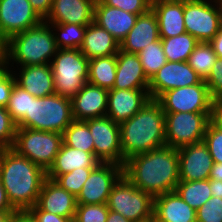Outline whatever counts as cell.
I'll return each instance as SVG.
<instances>
[{"mask_svg": "<svg viewBox=\"0 0 222 222\" xmlns=\"http://www.w3.org/2000/svg\"><path fill=\"white\" fill-rule=\"evenodd\" d=\"M123 175L153 197L174 191L180 182L178 150L163 146L133 156L125 161Z\"/></svg>", "mask_w": 222, "mask_h": 222, "instance_id": "cell-1", "label": "cell"}, {"mask_svg": "<svg viewBox=\"0 0 222 222\" xmlns=\"http://www.w3.org/2000/svg\"><path fill=\"white\" fill-rule=\"evenodd\" d=\"M46 171L12 148L0 153V180L11 206L28 211L37 203Z\"/></svg>", "mask_w": 222, "mask_h": 222, "instance_id": "cell-2", "label": "cell"}, {"mask_svg": "<svg viewBox=\"0 0 222 222\" xmlns=\"http://www.w3.org/2000/svg\"><path fill=\"white\" fill-rule=\"evenodd\" d=\"M123 166L127 159L166 146L165 112L150 99L135 115L119 124Z\"/></svg>", "mask_w": 222, "mask_h": 222, "instance_id": "cell-3", "label": "cell"}, {"mask_svg": "<svg viewBox=\"0 0 222 222\" xmlns=\"http://www.w3.org/2000/svg\"><path fill=\"white\" fill-rule=\"evenodd\" d=\"M57 50L51 26L43 21L38 26L12 35L7 40L4 62L9 68L15 64L16 67L50 64Z\"/></svg>", "mask_w": 222, "mask_h": 222, "instance_id": "cell-4", "label": "cell"}, {"mask_svg": "<svg viewBox=\"0 0 222 222\" xmlns=\"http://www.w3.org/2000/svg\"><path fill=\"white\" fill-rule=\"evenodd\" d=\"M73 120L71 98L54 93L31 97L30 115H25L17 127L63 134Z\"/></svg>", "mask_w": 222, "mask_h": 222, "instance_id": "cell-5", "label": "cell"}, {"mask_svg": "<svg viewBox=\"0 0 222 222\" xmlns=\"http://www.w3.org/2000/svg\"><path fill=\"white\" fill-rule=\"evenodd\" d=\"M50 66L58 95L72 98L88 82L89 60L80 49H58Z\"/></svg>", "mask_w": 222, "mask_h": 222, "instance_id": "cell-6", "label": "cell"}, {"mask_svg": "<svg viewBox=\"0 0 222 222\" xmlns=\"http://www.w3.org/2000/svg\"><path fill=\"white\" fill-rule=\"evenodd\" d=\"M63 143V134L17 127L12 149L47 171Z\"/></svg>", "mask_w": 222, "mask_h": 222, "instance_id": "cell-7", "label": "cell"}, {"mask_svg": "<svg viewBox=\"0 0 222 222\" xmlns=\"http://www.w3.org/2000/svg\"><path fill=\"white\" fill-rule=\"evenodd\" d=\"M107 206L126 219L140 222L153 217L154 197L138 189L123 175L113 186Z\"/></svg>", "mask_w": 222, "mask_h": 222, "instance_id": "cell-8", "label": "cell"}, {"mask_svg": "<svg viewBox=\"0 0 222 222\" xmlns=\"http://www.w3.org/2000/svg\"><path fill=\"white\" fill-rule=\"evenodd\" d=\"M211 112L165 113L166 146L179 149L203 141Z\"/></svg>", "mask_w": 222, "mask_h": 222, "instance_id": "cell-9", "label": "cell"}, {"mask_svg": "<svg viewBox=\"0 0 222 222\" xmlns=\"http://www.w3.org/2000/svg\"><path fill=\"white\" fill-rule=\"evenodd\" d=\"M183 15L186 33L199 42H210L221 28L219 0H184Z\"/></svg>", "mask_w": 222, "mask_h": 222, "instance_id": "cell-10", "label": "cell"}, {"mask_svg": "<svg viewBox=\"0 0 222 222\" xmlns=\"http://www.w3.org/2000/svg\"><path fill=\"white\" fill-rule=\"evenodd\" d=\"M157 101L165 113L211 112L213 104L204 80L199 84L168 90Z\"/></svg>", "mask_w": 222, "mask_h": 222, "instance_id": "cell-11", "label": "cell"}, {"mask_svg": "<svg viewBox=\"0 0 222 222\" xmlns=\"http://www.w3.org/2000/svg\"><path fill=\"white\" fill-rule=\"evenodd\" d=\"M91 132L95 147V157L101 163H115L123 166V153L119 124L108 116L84 121Z\"/></svg>", "mask_w": 222, "mask_h": 222, "instance_id": "cell-12", "label": "cell"}, {"mask_svg": "<svg viewBox=\"0 0 222 222\" xmlns=\"http://www.w3.org/2000/svg\"><path fill=\"white\" fill-rule=\"evenodd\" d=\"M123 176V166L99 163L90 173L76 198L77 204H107L110 192Z\"/></svg>", "mask_w": 222, "mask_h": 222, "instance_id": "cell-13", "label": "cell"}, {"mask_svg": "<svg viewBox=\"0 0 222 222\" xmlns=\"http://www.w3.org/2000/svg\"><path fill=\"white\" fill-rule=\"evenodd\" d=\"M202 80L187 61H167L149 80L148 92L151 99L157 100L168 90L199 84Z\"/></svg>", "mask_w": 222, "mask_h": 222, "instance_id": "cell-14", "label": "cell"}, {"mask_svg": "<svg viewBox=\"0 0 222 222\" xmlns=\"http://www.w3.org/2000/svg\"><path fill=\"white\" fill-rule=\"evenodd\" d=\"M43 21L29 0H0V32L7 40Z\"/></svg>", "mask_w": 222, "mask_h": 222, "instance_id": "cell-15", "label": "cell"}, {"mask_svg": "<svg viewBox=\"0 0 222 222\" xmlns=\"http://www.w3.org/2000/svg\"><path fill=\"white\" fill-rule=\"evenodd\" d=\"M177 150L180 181L209 179L213 159L204 141L193 143Z\"/></svg>", "mask_w": 222, "mask_h": 222, "instance_id": "cell-16", "label": "cell"}, {"mask_svg": "<svg viewBox=\"0 0 222 222\" xmlns=\"http://www.w3.org/2000/svg\"><path fill=\"white\" fill-rule=\"evenodd\" d=\"M150 99L148 89H110L106 116L121 124L135 115Z\"/></svg>", "mask_w": 222, "mask_h": 222, "instance_id": "cell-17", "label": "cell"}, {"mask_svg": "<svg viewBox=\"0 0 222 222\" xmlns=\"http://www.w3.org/2000/svg\"><path fill=\"white\" fill-rule=\"evenodd\" d=\"M107 101V89L87 82L83 88L71 98L74 120L85 121L106 116Z\"/></svg>", "mask_w": 222, "mask_h": 222, "instance_id": "cell-18", "label": "cell"}, {"mask_svg": "<svg viewBox=\"0 0 222 222\" xmlns=\"http://www.w3.org/2000/svg\"><path fill=\"white\" fill-rule=\"evenodd\" d=\"M9 69L15 77L16 84L34 97L40 98L56 93L50 64L14 66Z\"/></svg>", "mask_w": 222, "mask_h": 222, "instance_id": "cell-19", "label": "cell"}, {"mask_svg": "<svg viewBox=\"0 0 222 222\" xmlns=\"http://www.w3.org/2000/svg\"><path fill=\"white\" fill-rule=\"evenodd\" d=\"M96 0H53L46 23H73L88 26L94 20Z\"/></svg>", "mask_w": 222, "mask_h": 222, "instance_id": "cell-20", "label": "cell"}, {"mask_svg": "<svg viewBox=\"0 0 222 222\" xmlns=\"http://www.w3.org/2000/svg\"><path fill=\"white\" fill-rule=\"evenodd\" d=\"M36 205L42 211L62 217L75 218L76 197L59 186L54 180L48 178L42 184Z\"/></svg>", "mask_w": 222, "mask_h": 222, "instance_id": "cell-21", "label": "cell"}, {"mask_svg": "<svg viewBox=\"0 0 222 222\" xmlns=\"http://www.w3.org/2000/svg\"><path fill=\"white\" fill-rule=\"evenodd\" d=\"M138 16L120 8L102 4L99 0H96L93 21L121 43L135 25Z\"/></svg>", "mask_w": 222, "mask_h": 222, "instance_id": "cell-22", "label": "cell"}, {"mask_svg": "<svg viewBox=\"0 0 222 222\" xmlns=\"http://www.w3.org/2000/svg\"><path fill=\"white\" fill-rule=\"evenodd\" d=\"M159 39L157 16L150 9L137 17L135 25L120 43V49L127 53L138 54L144 47Z\"/></svg>", "mask_w": 222, "mask_h": 222, "instance_id": "cell-23", "label": "cell"}, {"mask_svg": "<svg viewBox=\"0 0 222 222\" xmlns=\"http://www.w3.org/2000/svg\"><path fill=\"white\" fill-rule=\"evenodd\" d=\"M151 9L157 16L160 38L186 33L184 0H158L151 3Z\"/></svg>", "mask_w": 222, "mask_h": 222, "instance_id": "cell-24", "label": "cell"}, {"mask_svg": "<svg viewBox=\"0 0 222 222\" xmlns=\"http://www.w3.org/2000/svg\"><path fill=\"white\" fill-rule=\"evenodd\" d=\"M153 217L160 222H197L196 210L175 190L154 197Z\"/></svg>", "mask_w": 222, "mask_h": 222, "instance_id": "cell-25", "label": "cell"}, {"mask_svg": "<svg viewBox=\"0 0 222 222\" xmlns=\"http://www.w3.org/2000/svg\"><path fill=\"white\" fill-rule=\"evenodd\" d=\"M148 87L149 79L144 74L138 55L119 49L113 89H148Z\"/></svg>", "mask_w": 222, "mask_h": 222, "instance_id": "cell-26", "label": "cell"}, {"mask_svg": "<svg viewBox=\"0 0 222 222\" xmlns=\"http://www.w3.org/2000/svg\"><path fill=\"white\" fill-rule=\"evenodd\" d=\"M99 163L92 153L72 148L63 142L53 164L46 171V178L55 181L60 175L78 168H95Z\"/></svg>", "mask_w": 222, "mask_h": 222, "instance_id": "cell-27", "label": "cell"}, {"mask_svg": "<svg viewBox=\"0 0 222 222\" xmlns=\"http://www.w3.org/2000/svg\"><path fill=\"white\" fill-rule=\"evenodd\" d=\"M119 49L120 43L104 28L94 21L87 26L80 51L88 60L116 55Z\"/></svg>", "mask_w": 222, "mask_h": 222, "instance_id": "cell-28", "label": "cell"}, {"mask_svg": "<svg viewBox=\"0 0 222 222\" xmlns=\"http://www.w3.org/2000/svg\"><path fill=\"white\" fill-rule=\"evenodd\" d=\"M116 69L117 54L92 58L89 60L88 83L107 90L113 89Z\"/></svg>", "mask_w": 222, "mask_h": 222, "instance_id": "cell-29", "label": "cell"}, {"mask_svg": "<svg viewBox=\"0 0 222 222\" xmlns=\"http://www.w3.org/2000/svg\"><path fill=\"white\" fill-rule=\"evenodd\" d=\"M160 39L166 60L169 62L187 61L196 45L199 43V41L189 33Z\"/></svg>", "mask_w": 222, "mask_h": 222, "instance_id": "cell-30", "label": "cell"}, {"mask_svg": "<svg viewBox=\"0 0 222 222\" xmlns=\"http://www.w3.org/2000/svg\"><path fill=\"white\" fill-rule=\"evenodd\" d=\"M175 191L194 210L200 208L212 197L210 179L180 181L176 185Z\"/></svg>", "mask_w": 222, "mask_h": 222, "instance_id": "cell-31", "label": "cell"}, {"mask_svg": "<svg viewBox=\"0 0 222 222\" xmlns=\"http://www.w3.org/2000/svg\"><path fill=\"white\" fill-rule=\"evenodd\" d=\"M48 24L51 26L58 49H80L87 26L73 23Z\"/></svg>", "mask_w": 222, "mask_h": 222, "instance_id": "cell-32", "label": "cell"}, {"mask_svg": "<svg viewBox=\"0 0 222 222\" xmlns=\"http://www.w3.org/2000/svg\"><path fill=\"white\" fill-rule=\"evenodd\" d=\"M63 142L67 146L92 153L95 156L93 137L84 121L73 120L63 133Z\"/></svg>", "mask_w": 222, "mask_h": 222, "instance_id": "cell-33", "label": "cell"}, {"mask_svg": "<svg viewBox=\"0 0 222 222\" xmlns=\"http://www.w3.org/2000/svg\"><path fill=\"white\" fill-rule=\"evenodd\" d=\"M217 59L218 57L209 42H199L188 57L187 63L205 80L209 76L212 66Z\"/></svg>", "mask_w": 222, "mask_h": 222, "instance_id": "cell-34", "label": "cell"}, {"mask_svg": "<svg viewBox=\"0 0 222 222\" xmlns=\"http://www.w3.org/2000/svg\"><path fill=\"white\" fill-rule=\"evenodd\" d=\"M137 55L142 64L144 74L149 80L167 62L161 39L150 43Z\"/></svg>", "mask_w": 222, "mask_h": 222, "instance_id": "cell-35", "label": "cell"}, {"mask_svg": "<svg viewBox=\"0 0 222 222\" xmlns=\"http://www.w3.org/2000/svg\"><path fill=\"white\" fill-rule=\"evenodd\" d=\"M31 97L34 96L16 83L14 84L6 108L16 124H18L25 115H30Z\"/></svg>", "mask_w": 222, "mask_h": 222, "instance_id": "cell-36", "label": "cell"}, {"mask_svg": "<svg viewBox=\"0 0 222 222\" xmlns=\"http://www.w3.org/2000/svg\"><path fill=\"white\" fill-rule=\"evenodd\" d=\"M93 169L94 168L75 169L72 172L60 175L55 182L77 198Z\"/></svg>", "mask_w": 222, "mask_h": 222, "instance_id": "cell-37", "label": "cell"}, {"mask_svg": "<svg viewBox=\"0 0 222 222\" xmlns=\"http://www.w3.org/2000/svg\"><path fill=\"white\" fill-rule=\"evenodd\" d=\"M108 214L107 204H77L75 219L78 222H106Z\"/></svg>", "mask_w": 222, "mask_h": 222, "instance_id": "cell-38", "label": "cell"}, {"mask_svg": "<svg viewBox=\"0 0 222 222\" xmlns=\"http://www.w3.org/2000/svg\"><path fill=\"white\" fill-rule=\"evenodd\" d=\"M17 124L13 121L6 107H0V146L12 148L16 136Z\"/></svg>", "mask_w": 222, "mask_h": 222, "instance_id": "cell-39", "label": "cell"}, {"mask_svg": "<svg viewBox=\"0 0 222 222\" xmlns=\"http://www.w3.org/2000/svg\"><path fill=\"white\" fill-rule=\"evenodd\" d=\"M203 141L209 149L213 163H222V130L209 122Z\"/></svg>", "mask_w": 222, "mask_h": 222, "instance_id": "cell-40", "label": "cell"}, {"mask_svg": "<svg viewBox=\"0 0 222 222\" xmlns=\"http://www.w3.org/2000/svg\"><path fill=\"white\" fill-rule=\"evenodd\" d=\"M197 222H222V199L210 197V199L196 210Z\"/></svg>", "mask_w": 222, "mask_h": 222, "instance_id": "cell-41", "label": "cell"}, {"mask_svg": "<svg viewBox=\"0 0 222 222\" xmlns=\"http://www.w3.org/2000/svg\"><path fill=\"white\" fill-rule=\"evenodd\" d=\"M102 4L120 8L137 15L147 13L151 9L149 0H99Z\"/></svg>", "mask_w": 222, "mask_h": 222, "instance_id": "cell-42", "label": "cell"}, {"mask_svg": "<svg viewBox=\"0 0 222 222\" xmlns=\"http://www.w3.org/2000/svg\"><path fill=\"white\" fill-rule=\"evenodd\" d=\"M15 77L5 62H0V107H7Z\"/></svg>", "mask_w": 222, "mask_h": 222, "instance_id": "cell-43", "label": "cell"}, {"mask_svg": "<svg viewBox=\"0 0 222 222\" xmlns=\"http://www.w3.org/2000/svg\"><path fill=\"white\" fill-rule=\"evenodd\" d=\"M214 100L222 99V59H217L209 76L204 80Z\"/></svg>", "mask_w": 222, "mask_h": 222, "instance_id": "cell-44", "label": "cell"}, {"mask_svg": "<svg viewBox=\"0 0 222 222\" xmlns=\"http://www.w3.org/2000/svg\"><path fill=\"white\" fill-rule=\"evenodd\" d=\"M28 212L36 222H72L74 219L42 211L36 204L32 206Z\"/></svg>", "mask_w": 222, "mask_h": 222, "instance_id": "cell-45", "label": "cell"}, {"mask_svg": "<svg viewBox=\"0 0 222 222\" xmlns=\"http://www.w3.org/2000/svg\"><path fill=\"white\" fill-rule=\"evenodd\" d=\"M32 8L44 20L50 13L53 0H29Z\"/></svg>", "mask_w": 222, "mask_h": 222, "instance_id": "cell-46", "label": "cell"}, {"mask_svg": "<svg viewBox=\"0 0 222 222\" xmlns=\"http://www.w3.org/2000/svg\"><path fill=\"white\" fill-rule=\"evenodd\" d=\"M210 122L222 130V99L213 101Z\"/></svg>", "mask_w": 222, "mask_h": 222, "instance_id": "cell-47", "label": "cell"}, {"mask_svg": "<svg viewBox=\"0 0 222 222\" xmlns=\"http://www.w3.org/2000/svg\"><path fill=\"white\" fill-rule=\"evenodd\" d=\"M0 212H16V210L11 206L8 200L6 190L2 185L1 180H0Z\"/></svg>", "mask_w": 222, "mask_h": 222, "instance_id": "cell-48", "label": "cell"}, {"mask_svg": "<svg viewBox=\"0 0 222 222\" xmlns=\"http://www.w3.org/2000/svg\"><path fill=\"white\" fill-rule=\"evenodd\" d=\"M209 43L212 45L217 57L222 59V28L219 29V32Z\"/></svg>", "mask_w": 222, "mask_h": 222, "instance_id": "cell-49", "label": "cell"}, {"mask_svg": "<svg viewBox=\"0 0 222 222\" xmlns=\"http://www.w3.org/2000/svg\"><path fill=\"white\" fill-rule=\"evenodd\" d=\"M9 222H36L28 211H16Z\"/></svg>", "mask_w": 222, "mask_h": 222, "instance_id": "cell-50", "label": "cell"}, {"mask_svg": "<svg viewBox=\"0 0 222 222\" xmlns=\"http://www.w3.org/2000/svg\"><path fill=\"white\" fill-rule=\"evenodd\" d=\"M210 191L213 197L222 199V181L210 180Z\"/></svg>", "mask_w": 222, "mask_h": 222, "instance_id": "cell-51", "label": "cell"}, {"mask_svg": "<svg viewBox=\"0 0 222 222\" xmlns=\"http://www.w3.org/2000/svg\"><path fill=\"white\" fill-rule=\"evenodd\" d=\"M209 179L222 181V163H213Z\"/></svg>", "mask_w": 222, "mask_h": 222, "instance_id": "cell-52", "label": "cell"}, {"mask_svg": "<svg viewBox=\"0 0 222 222\" xmlns=\"http://www.w3.org/2000/svg\"><path fill=\"white\" fill-rule=\"evenodd\" d=\"M106 222H133L129 219H126L120 213L109 210V214Z\"/></svg>", "mask_w": 222, "mask_h": 222, "instance_id": "cell-53", "label": "cell"}, {"mask_svg": "<svg viewBox=\"0 0 222 222\" xmlns=\"http://www.w3.org/2000/svg\"><path fill=\"white\" fill-rule=\"evenodd\" d=\"M7 53V39L0 32V62H4Z\"/></svg>", "mask_w": 222, "mask_h": 222, "instance_id": "cell-54", "label": "cell"}, {"mask_svg": "<svg viewBox=\"0 0 222 222\" xmlns=\"http://www.w3.org/2000/svg\"><path fill=\"white\" fill-rule=\"evenodd\" d=\"M14 212H0V222H9Z\"/></svg>", "mask_w": 222, "mask_h": 222, "instance_id": "cell-55", "label": "cell"}, {"mask_svg": "<svg viewBox=\"0 0 222 222\" xmlns=\"http://www.w3.org/2000/svg\"><path fill=\"white\" fill-rule=\"evenodd\" d=\"M140 222H154V217H151L147 220H144V221H140Z\"/></svg>", "mask_w": 222, "mask_h": 222, "instance_id": "cell-56", "label": "cell"}, {"mask_svg": "<svg viewBox=\"0 0 222 222\" xmlns=\"http://www.w3.org/2000/svg\"><path fill=\"white\" fill-rule=\"evenodd\" d=\"M151 3L155 2V1H158V0H149Z\"/></svg>", "mask_w": 222, "mask_h": 222, "instance_id": "cell-57", "label": "cell"}]
</instances>
